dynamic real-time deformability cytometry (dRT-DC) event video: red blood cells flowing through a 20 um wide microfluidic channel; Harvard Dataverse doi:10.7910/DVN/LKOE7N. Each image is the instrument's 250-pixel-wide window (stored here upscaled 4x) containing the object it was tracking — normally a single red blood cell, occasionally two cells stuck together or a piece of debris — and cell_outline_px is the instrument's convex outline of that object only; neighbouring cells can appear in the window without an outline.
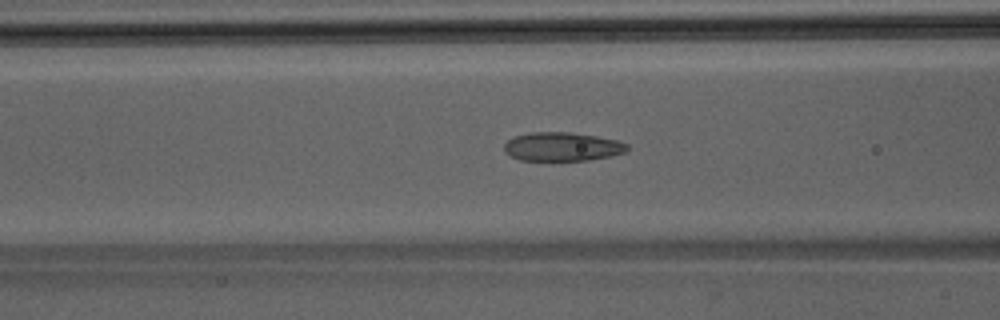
{"species": "Egyptian fruit bat (a non-hibernating species)", "species_latin": "Rousettus aegyptiacus", "temperature_condition": "room temperature", "stored_images_in_passage": 43, "camera_frame_rate_fps": 3000, "um_per_image_px": 0.085, "animal": {"sex": "male"}, "frame": {"image": 1, "passage_image": 19, "time_ms": 6.0, "image_size_px": [1000, 320], "cell_outline_px": [[628, 148], [624, 152], [612, 156], [588, 160], [520, 160], [504, 152], [504, 144], [508, 140], [516, 136], [532, 132], [568, 132], [596, 136], [616, 140], [628, 144]], "centroid_in_image_um": [47.79, 12.47], "position_along_channel_um": 118.8, "area_um2": 20.46}}
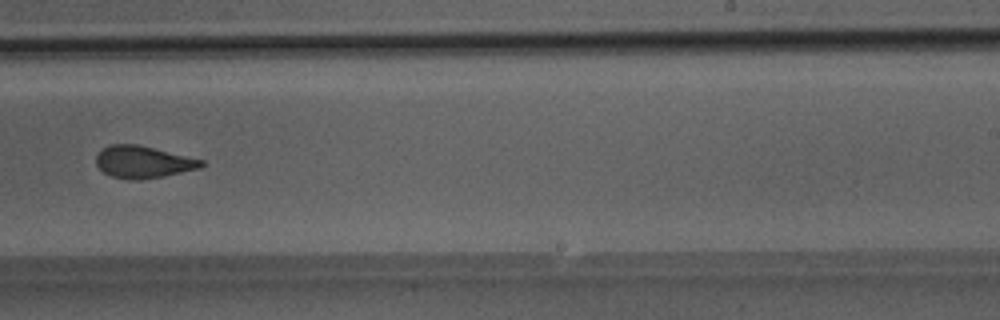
{"frame": {"image": 2, "passage_image": 30, "time_ms": 9.667, "image_size_px": [1000, 320], "cell_outline_px": [[204, 164], [200, 168], [164, 176], [140, 180], [132, 180], [112, 176], [104, 172], [96, 164], [96, 156], [108, 144], [136, 144], [204, 160]], "centroid_in_image_um": [12.16, 13.77], "position_along_channel_um": 276.8, "area_um2": 19.48}}
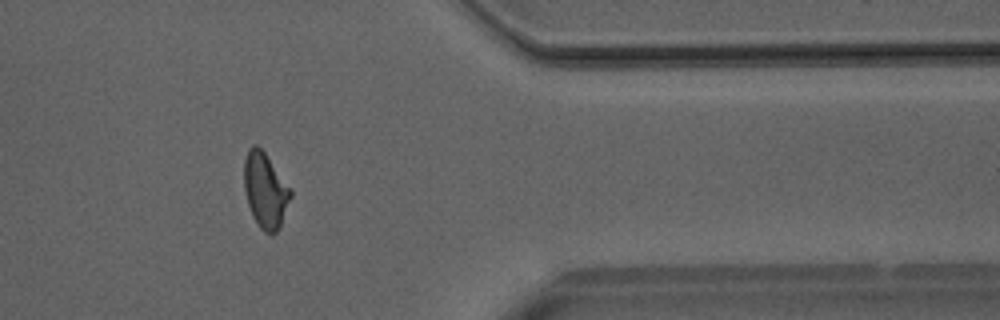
{"frame": {"image": 3, "passage_image": 39, "time_ms": 12.667, "image_size_px": [1000, 320], "cell_outline_px": [[292, 196], [280, 228], [272, 236], [264, 232], [260, 228], [252, 216], [248, 204], [244, 188], [244, 160], [248, 148], [252, 144], [256, 144], [264, 152], [292, 192]], "centroid_in_image_um": [22.54, 16.22], "position_along_channel_um": 388.9, "area_um2": 20.35}}